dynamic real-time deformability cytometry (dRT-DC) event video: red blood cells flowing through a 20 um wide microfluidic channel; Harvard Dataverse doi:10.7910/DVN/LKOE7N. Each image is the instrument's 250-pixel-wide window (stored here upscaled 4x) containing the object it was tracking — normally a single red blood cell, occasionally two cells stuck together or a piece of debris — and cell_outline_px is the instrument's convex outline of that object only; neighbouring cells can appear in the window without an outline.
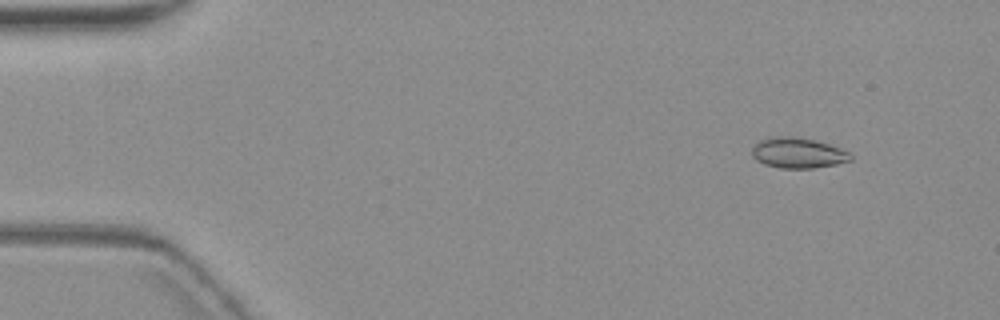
{"species": "common noctule bat (a hibernating species)", "species_latin": "Nyctalus noctula", "temperature_condition": "warm", "stored_images_in_passage": 5, "camera_frame_rate_fps": 3000, "um_per_image_px": 0.085, "animal": {"sex": "female", "body_mass_g": 19.3, "forearm_length_mm": 54.1}, "frame": {"image": 1, "passage_image": 2, "time_ms": 1.667, "image_size_px": [1000, 320], "cell_outline_px": [[852, 160], [836, 164], [812, 168], [780, 168], [764, 164], [756, 160], [752, 156], [752, 148], [760, 140], [768, 136], [796, 136], [828, 144], [840, 148], [848, 152], [852, 156]], "centroid_in_image_um": [67.79, 12.99], "position_along_channel_um": 17.2, "area_um2": 17.51}}
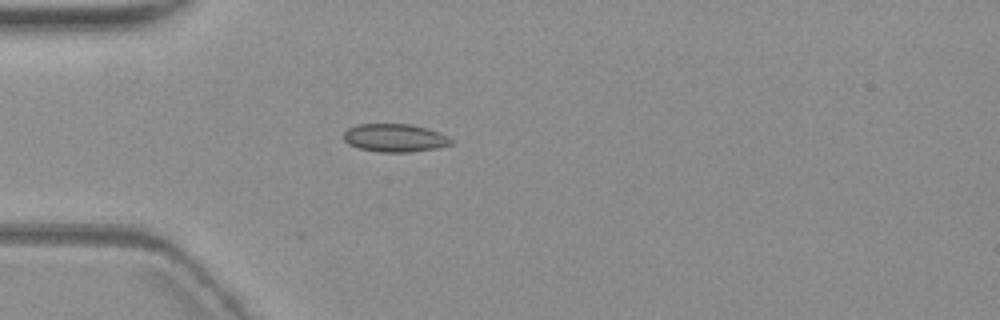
{"frame": {"image": 2, "passage_image": 5, "time_ms": 5.333, "image_size_px": [1000, 320], "cell_outline_px": [[452, 144], [436, 148], [412, 152], [376, 152], [360, 148], [348, 144], [344, 140], [344, 132], [348, 128], [356, 124], [408, 124], [440, 132], [448, 136], [452, 140]], "centroid_in_image_um": [33.54, 11.72], "position_along_channel_um": 51.5, "area_um2": 17.57}}